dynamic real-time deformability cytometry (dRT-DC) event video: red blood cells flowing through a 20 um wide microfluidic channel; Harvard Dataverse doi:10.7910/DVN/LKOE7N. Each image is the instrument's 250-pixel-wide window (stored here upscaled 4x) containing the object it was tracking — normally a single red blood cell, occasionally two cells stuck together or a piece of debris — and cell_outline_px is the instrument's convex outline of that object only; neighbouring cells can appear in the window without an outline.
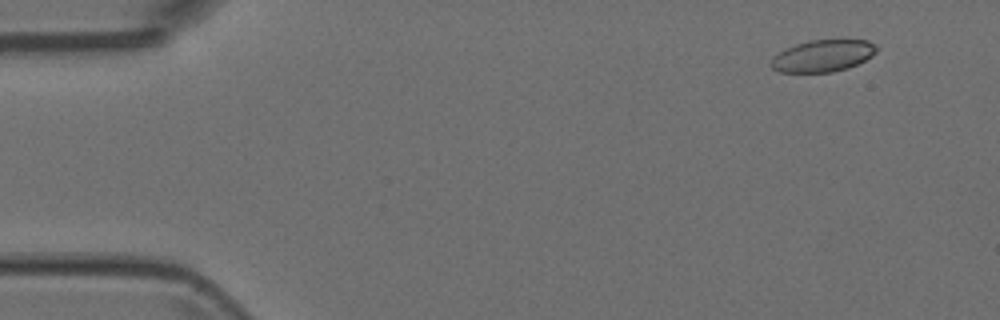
{"species": "Egyptian fruit bat (a non-hibernating species)", "species_latin": "Rousettus aegyptiacus", "temperature_condition": "room temperature", "stored_images_in_passage": 4, "camera_frame_rate_fps": 3000, "um_per_image_px": 0.085, "animal": {"sex": "female"}, "frame": {"image": 1, "passage_image": 2, "time_ms": 0.333, "image_size_px": [1000, 320], "cell_outline_px": [[880, 48], [872, 56], [848, 68], [832, 72], [780, 72], [772, 68], [768, 64], [772, 56], [784, 48], [796, 44], [812, 40], [868, 40]], "centroid_in_image_um": [69.91, 4.74], "position_along_channel_um": 15.1, "area_um2": 19.77}}